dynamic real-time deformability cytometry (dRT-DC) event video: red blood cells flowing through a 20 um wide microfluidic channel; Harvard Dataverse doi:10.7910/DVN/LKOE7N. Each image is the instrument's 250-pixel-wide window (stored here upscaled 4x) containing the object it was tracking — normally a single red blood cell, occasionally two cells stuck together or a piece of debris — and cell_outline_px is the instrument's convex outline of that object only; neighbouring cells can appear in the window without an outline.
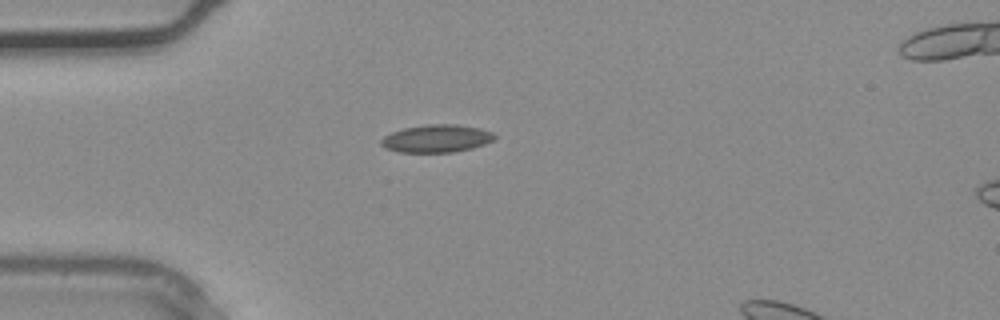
{"species": "common noctule bat (a hibernating species)", "species_latin": "Nyctalus noctula", "temperature_condition": "warm", "stored_images_in_passage": 2, "camera_frame_rate_fps": 3000, "um_per_image_px": 0.085, "animal": {"sex": "male", "body_mass_g": 20.4}, "frame": {"image": 1, "passage_image": 1, "time_ms": 0.0, "image_size_px": [1000, 320], "cell_outline_px": [[496, 136], [492, 140], [484, 144], [472, 148], [452, 152], [396, 152], [380, 144], [380, 140], [384, 136], [392, 132], [404, 128], [428, 124], [456, 124], [480, 128], [492, 132]], "centroid_in_image_um": [37.1, 11.77], "position_along_channel_um": 47.9, "area_um2": 18.21}}